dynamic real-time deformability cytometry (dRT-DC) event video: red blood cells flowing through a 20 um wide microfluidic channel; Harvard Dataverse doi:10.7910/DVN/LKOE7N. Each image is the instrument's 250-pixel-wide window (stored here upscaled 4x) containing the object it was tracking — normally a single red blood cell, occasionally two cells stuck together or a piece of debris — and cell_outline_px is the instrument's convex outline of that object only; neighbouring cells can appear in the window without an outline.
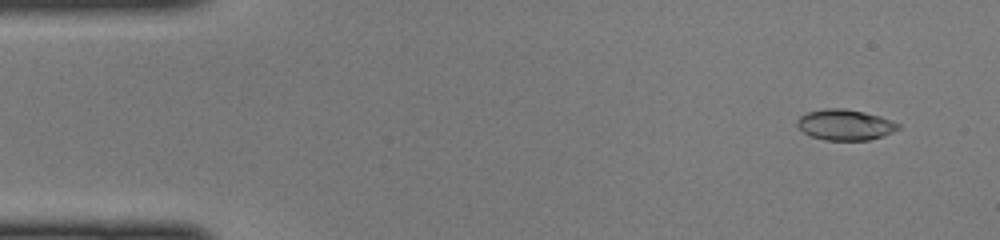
{"species": "common noctule bat (a hibernating species)", "species_latin": "Nyctalus noctula", "temperature_condition": "cold", "stored_images_in_passage": 15, "camera_frame_rate_fps": 3000, "um_per_image_px": 0.085, "animal": {"sex": "female", "body_mass_g": 22.0, "forearm_length_mm": 56.7}, "frame": {"image": 1, "passage_image": 3, "time_ms": 0.667, "image_size_px": [1000, 240], "cell_outline_px": [[900, 128], [884, 136], [868, 140], [824, 140], [812, 136], [804, 132], [796, 124], [796, 120], [800, 116], [808, 112], [824, 108], [844, 108], [864, 112], [880, 116], [900, 124]], "centroid_in_image_um": [71.83, 10.6], "position_along_channel_um": 13.2, "area_um2": 18.09}}
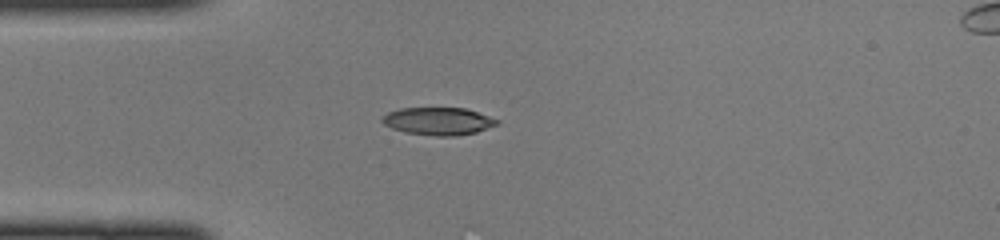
{"frame": {"image": 2, "passage_image": 12, "time_ms": 3.667, "image_size_px": [1000, 240], "cell_outline_px": [[500, 124], [476, 132], [456, 136], [436, 136], [404, 132], [392, 128], [384, 124], [380, 120], [380, 116], [388, 112], [400, 108], [464, 108], [500, 120]], "centroid_in_image_um": [37.23, 10.3], "position_along_channel_um": 47.8, "area_um2": 18.55}}